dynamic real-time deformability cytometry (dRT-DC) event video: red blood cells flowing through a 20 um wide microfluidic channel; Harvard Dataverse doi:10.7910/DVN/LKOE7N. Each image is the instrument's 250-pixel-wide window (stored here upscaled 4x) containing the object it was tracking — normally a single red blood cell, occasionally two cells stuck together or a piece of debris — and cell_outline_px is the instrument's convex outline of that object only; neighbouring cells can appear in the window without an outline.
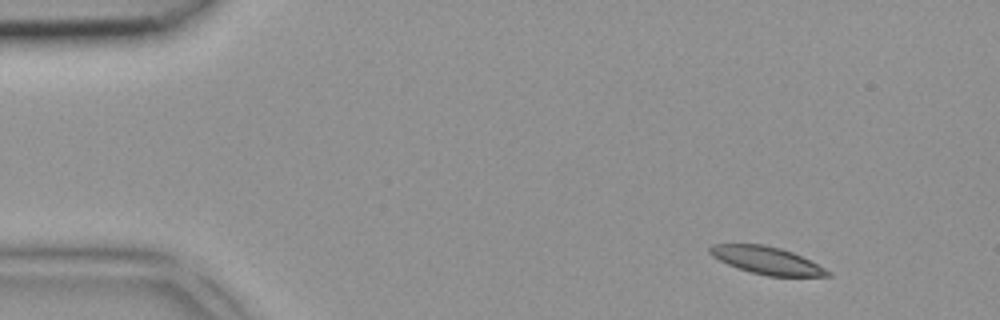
{"species": "common noctule bat (a hibernating species)", "species_latin": "Nyctalus noctula", "temperature_condition": "room temperature", "stored_images_in_passage": 4, "camera_frame_rate_fps": 3000, "um_per_image_px": 0.085, "animal": {"sex": "female", "body_mass_g": 18.4}, "frame": {"image": 1, "passage_image": 1, "time_ms": 0.0, "image_size_px": [1000, 320], "cell_outline_px": [[832, 276], [768, 276], [736, 268], [712, 256], [708, 252], [708, 248], [712, 244], [764, 244], [780, 248], [792, 252], [832, 272]], "centroid_in_image_um": [65.14, 22.13], "position_along_channel_um": 19.9, "area_um2": 18.67}}